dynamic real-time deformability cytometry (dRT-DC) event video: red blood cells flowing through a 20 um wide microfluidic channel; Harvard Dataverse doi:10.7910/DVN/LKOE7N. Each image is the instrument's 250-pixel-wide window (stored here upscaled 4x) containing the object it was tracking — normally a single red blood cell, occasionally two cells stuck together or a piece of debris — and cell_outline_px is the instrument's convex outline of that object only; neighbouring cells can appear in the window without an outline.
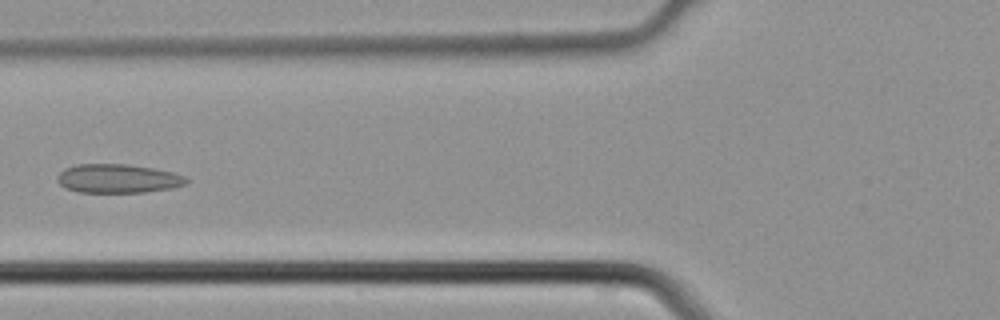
{"species": "common noctule bat (a hibernating species)", "species_latin": "Nyctalus noctula", "temperature_condition": "cold", "stored_images_in_passage": 3, "camera_frame_rate_fps": 3000, "um_per_image_px": 0.085, "animal": {"sex": "male", "body_mass_g": 21.5, "forearm_length_mm": 52.0}, "frame": {"image": 1, "passage_image": 3, "time_ms": 0.667, "image_size_px": [1000, 320], "cell_outline_px": [[188, 180], [184, 184], [172, 188], [144, 192], [80, 192], [64, 188], [56, 180], [56, 176], [64, 168], [76, 164], [128, 164], [152, 168], [172, 172], [184, 176]], "centroid_in_image_um": [9.97, 15.17], "position_along_channel_um": 115.8, "area_um2": 21.68}}